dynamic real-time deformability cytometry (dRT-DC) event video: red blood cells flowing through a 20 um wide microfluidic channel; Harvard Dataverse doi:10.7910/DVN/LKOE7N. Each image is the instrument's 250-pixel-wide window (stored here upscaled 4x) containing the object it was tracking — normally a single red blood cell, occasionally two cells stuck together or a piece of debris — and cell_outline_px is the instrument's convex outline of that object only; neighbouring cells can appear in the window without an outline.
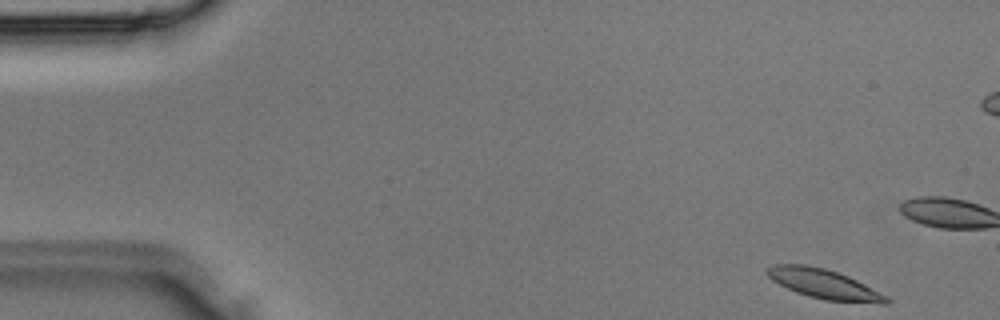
{"species": "Egyptian fruit bat (a non-hibernating species)", "species_latin": "Rousettus aegyptiacus", "temperature_condition": "room temperature", "stored_images_in_passage": 10, "camera_frame_rate_fps": 3000, "um_per_image_px": 0.085, "animal": {"sex": "male"}, "frame": {"image": 1, "passage_image": 1, "time_ms": 0.0, "image_size_px": [1000, 320], "cell_outline_px": [[892, 300], [888, 304], [880, 304], [824, 300], [808, 296], [796, 292], [772, 280], [764, 272], [764, 268], [772, 264], [804, 264], [824, 268], [848, 276], [888, 296]], "centroid_in_image_um": [70.04, 24.14], "position_along_channel_um": 15.0, "area_um2": 20.69}}